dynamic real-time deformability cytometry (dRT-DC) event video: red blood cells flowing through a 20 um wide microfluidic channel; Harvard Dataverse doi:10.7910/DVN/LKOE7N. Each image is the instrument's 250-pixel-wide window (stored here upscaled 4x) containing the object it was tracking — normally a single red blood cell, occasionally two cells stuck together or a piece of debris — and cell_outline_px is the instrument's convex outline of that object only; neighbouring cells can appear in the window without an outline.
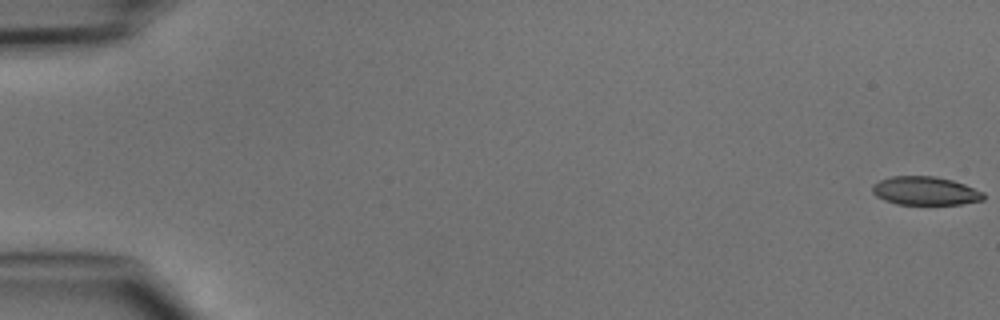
{"species": "common noctule bat (a hibernating species)", "species_latin": "Nyctalus noctula", "temperature_condition": "cold", "stored_images_in_passage": 48, "camera_frame_rate_fps": 3000, "um_per_image_px": 0.085, "animal": {"sex": "male", "body_mass_g": 15.6}, "frame": {"image": 1, "passage_image": 1, "time_ms": 0.0, "image_size_px": [1000, 320], "cell_outline_px": [[984, 200], [960, 204], [896, 204], [884, 200], [876, 196], [872, 192], [872, 184], [880, 180], [892, 176], [936, 176], [952, 180], [964, 184], [984, 192]], "centroid_in_image_um": [78.63, 16.22], "position_along_channel_um": 6.4, "area_um2": 18.5}}
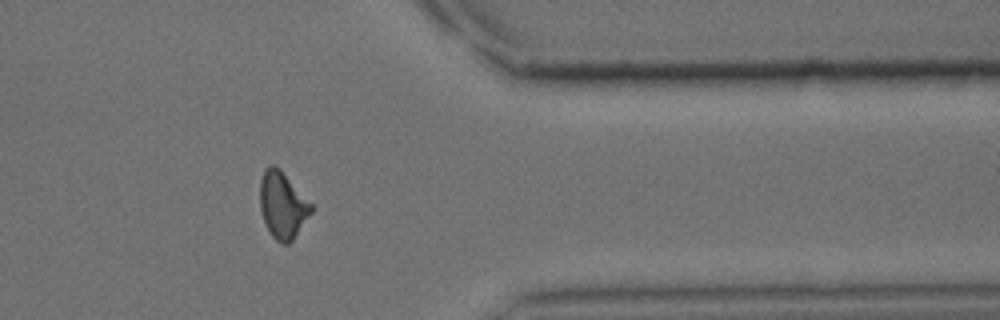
{"frame": {"image": 2, "passage_image": 40, "time_ms": 13.0, "image_size_px": [1000, 320], "cell_outline_px": [[312, 212], [292, 240], [288, 244], [280, 244], [272, 236], [264, 220], [260, 208], [260, 180], [264, 168], [272, 164], [280, 168], [312, 204]], "centroid_in_image_um": [24.01, 17.41], "position_along_channel_um": 387.4, "area_um2": 19.77}}
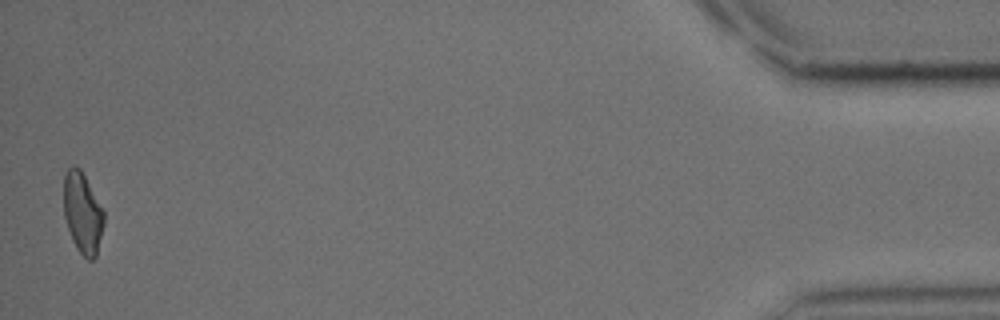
{"frame": {"image": 3, "passage_image": 48, "time_ms": 15.667, "image_size_px": [1000, 320], "cell_outline_px": [[104, 224], [96, 256], [92, 260], [88, 260], [76, 248], [72, 240], [64, 216], [64, 176], [68, 168], [72, 164], [76, 164], [80, 168], [104, 212]], "centroid_in_image_um": [7.01, 18.09], "position_along_channel_um": 428.2, "area_um2": 18.84}}